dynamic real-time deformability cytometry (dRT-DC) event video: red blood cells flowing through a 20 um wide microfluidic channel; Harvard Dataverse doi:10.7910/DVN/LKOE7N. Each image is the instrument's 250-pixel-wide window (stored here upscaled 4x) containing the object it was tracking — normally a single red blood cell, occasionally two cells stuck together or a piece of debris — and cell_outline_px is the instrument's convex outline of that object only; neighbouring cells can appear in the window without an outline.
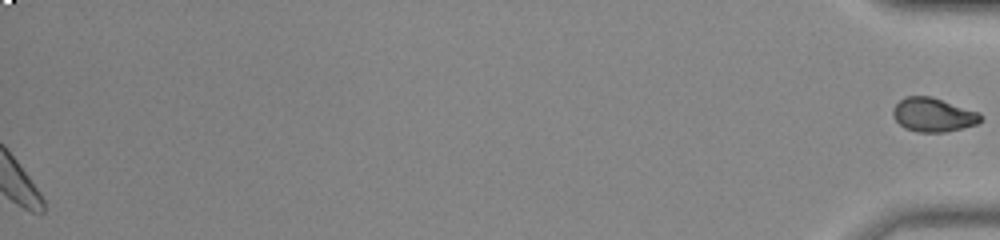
{"species": "common noctule bat (a hibernating species)", "species_latin": "Nyctalus noctula", "temperature_condition": "room temperature", "stored_images_in_passage": 47, "segment_of_instrument_passage": [2, 2], "camera_frame_rate_fps": 3000, "um_per_image_px": 0.085, "animal": {"sex": "male", "body_mass_g": 20.0, "forearm_length_mm": 53.3}, "frame": {"image": 1, "passage_image": 47, "time_ms": 15.333, "image_size_px": [1000, 240], "cell_outline_px": [[984, 116], [976, 124], [964, 128], [944, 132], [916, 132], [904, 128], [896, 120], [892, 112], [892, 108], [904, 96], [932, 96], [980, 112]], "centroid_in_image_um": [79.33, 9.75], "position_along_channel_um": 355.9, "area_um2": 17.51}}